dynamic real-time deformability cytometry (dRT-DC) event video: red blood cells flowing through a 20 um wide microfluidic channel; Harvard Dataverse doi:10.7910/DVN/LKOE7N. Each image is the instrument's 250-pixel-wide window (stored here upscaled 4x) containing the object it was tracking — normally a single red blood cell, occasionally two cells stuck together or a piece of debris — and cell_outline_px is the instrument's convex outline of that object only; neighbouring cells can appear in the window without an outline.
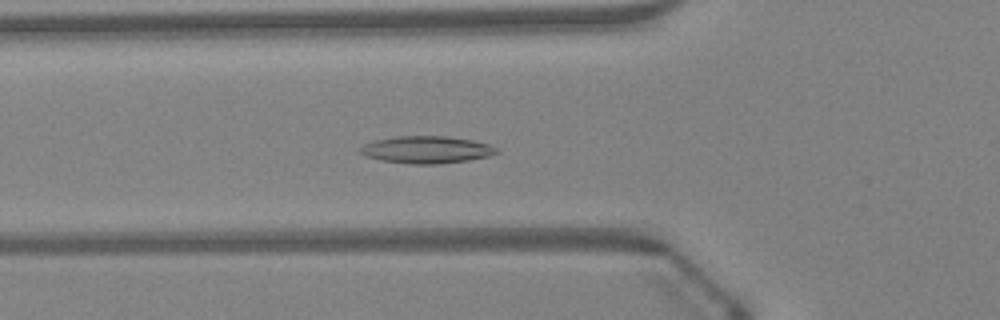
{"species": "Egyptian fruit bat (a non-hibernating species)", "species_latin": "Rousettus aegyptiacus", "temperature_condition": "warm", "stored_images_in_passage": 47, "camera_frame_rate_fps": 3000, "um_per_image_px": 0.085, "animal": {"sex": "female"}, "frame": {"image": 1, "passage_image": 17, "time_ms": 5.333, "image_size_px": [1000, 320], "cell_outline_px": [[500, 152], [488, 156], [468, 160], [436, 164], [412, 164], [380, 160], [364, 156], [356, 152], [356, 148], [372, 140], [396, 136], [448, 136], [472, 140], [488, 144], [496, 148]], "centroid_in_image_um": [36.16, 12.72], "position_along_channel_um": 89.6, "area_um2": 21.91}}
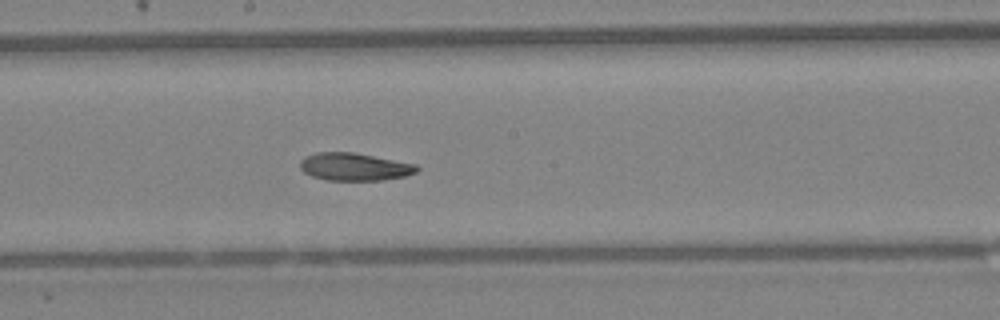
{"frame": {"image": 2, "passage_image": 26, "time_ms": 8.333, "image_size_px": [1000, 320], "cell_outline_px": [[420, 168], [416, 172], [404, 176], [384, 180], [324, 180], [312, 176], [304, 172], [300, 168], [300, 160], [304, 156], [316, 152], [352, 152], [416, 164]], "centroid_in_image_um": [30.1, 14.17], "position_along_channel_um": 218.1, "area_um2": 18.84}}
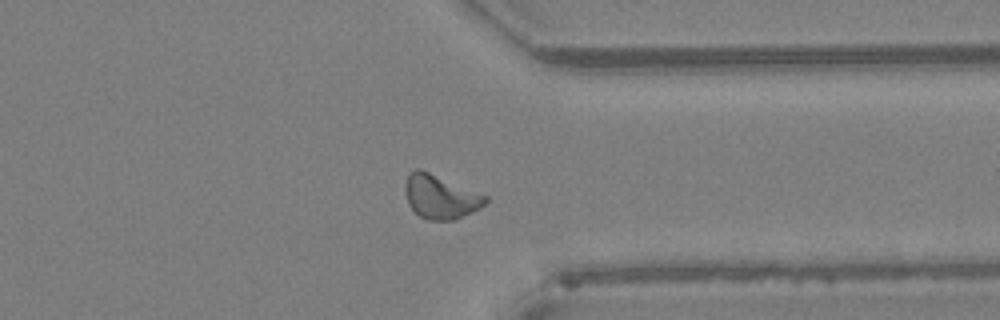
{"frame": {"image": 3, "passage_image": 37, "time_ms": 12.0, "image_size_px": [1000, 320], "cell_outline_px": [[488, 200], [480, 208], [456, 220], [428, 220], [420, 216], [408, 204], [404, 192], [404, 184], [408, 176], [416, 168], [420, 168], [488, 196]], "centroid_in_image_um": [37.43, 16.73], "position_along_channel_um": 374.0, "area_um2": 20.52}, "authors_computed_cell_mechanics": {"area_um2": 19.7098, "velocity_mm_per_s": 4.3111, "shape_relaxation_time_tau1_ms": 5.4752, "shape_relaxation_time_tau2_ms": 6.7439, "deformation_change_tau1": 0.1595, "deformation_change_tau2": 0.1617}}